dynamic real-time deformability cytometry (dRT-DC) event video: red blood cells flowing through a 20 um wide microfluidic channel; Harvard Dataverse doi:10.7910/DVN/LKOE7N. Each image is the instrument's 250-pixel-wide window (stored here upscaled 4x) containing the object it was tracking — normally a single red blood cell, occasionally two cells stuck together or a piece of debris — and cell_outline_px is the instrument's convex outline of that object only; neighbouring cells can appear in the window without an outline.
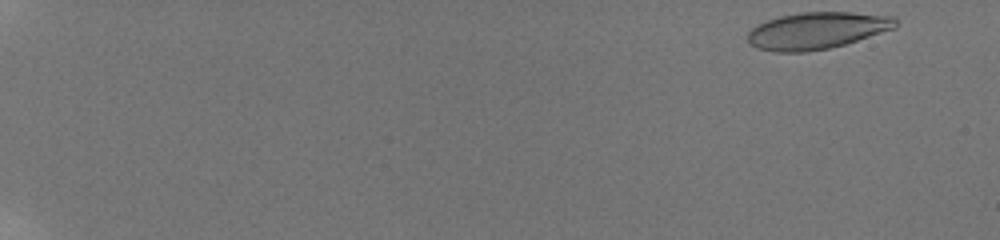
{"species": "human", "species_latin": "Homo sapiens", "temperature_condition": "room temperature", "stored_images_in_passage": 56, "camera_frame_rate_fps": 3000, "um_per_image_px": 0.085, "donor": {"sex": "male"}, "frame": {"image": 1, "passage_image": 2, "time_ms": 0.333, "image_size_px": [1000, 240], "cell_outline_px": [[896, 28], [844, 44], [828, 48], [804, 52], [776, 52], [756, 48], [748, 44], [748, 32], [752, 28], [768, 20], [780, 16], [800, 12], [852, 12], [892, 16], [896, 20]], "centroid_in_image_um": [69.42, 2.6], "position_along_channel_um": 15.6, "area_um2": 31.62}}
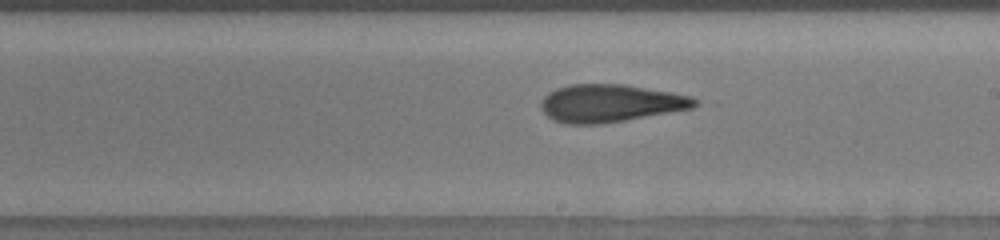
{"frame": {"image": 2, "passage_image": 36, "time_ms": 11.667, "image_size_px": [1000, 240], "cell_outline_px": [[700, 104], [692, 108], [624, 120], [600, 124], [564, 124], [552, 120], [540, 108], [540, 104], [544, 96], [548, 92], [556, 88], [568, 84], [624, 84], [672, 92], [692, 96], [700, 100]], "centroid_in_image_um": [51.87, 8.77], "position_along_channel_um": 237.1, "area_um2": 33.99}}
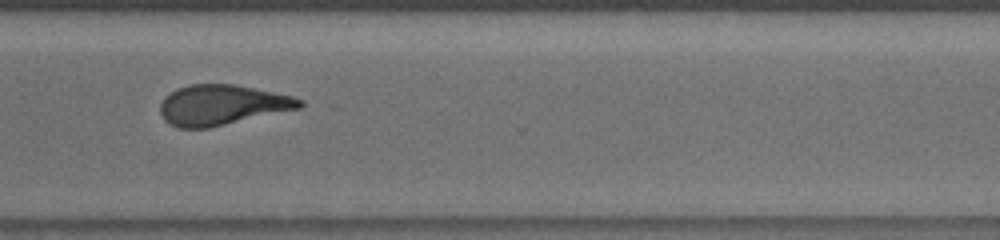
{"frame": {"image": 3, "passage_image": 45, "time_ms": 14.667, "image_size_px": [1000, 240], "cell_outline_px": [[304, 104], [300, 108], [208, 128], [180, 128], [168, 124], [164, 120], [160, 112], [160, 104], [164, 96], [176, 88], [188, 84], [236, 84], [292, 96], [304, 100]], "centroid_in_image_um": [18.83, 8.91], "position_along_channel_um": 351.8, "area_um2": 32.83}, "authors_computed_cell_mechanics": {"area_um2": 32.7437, "velocity_mm_per_s": 3.8215, "shape_relaxation_time_tau1_ms": 9.4871, "shape_relaxation_time_tau2_ms": 2.1439, "deformation_change_tau1": 0.2549, "deformation_change_tau2": 0.1063}}